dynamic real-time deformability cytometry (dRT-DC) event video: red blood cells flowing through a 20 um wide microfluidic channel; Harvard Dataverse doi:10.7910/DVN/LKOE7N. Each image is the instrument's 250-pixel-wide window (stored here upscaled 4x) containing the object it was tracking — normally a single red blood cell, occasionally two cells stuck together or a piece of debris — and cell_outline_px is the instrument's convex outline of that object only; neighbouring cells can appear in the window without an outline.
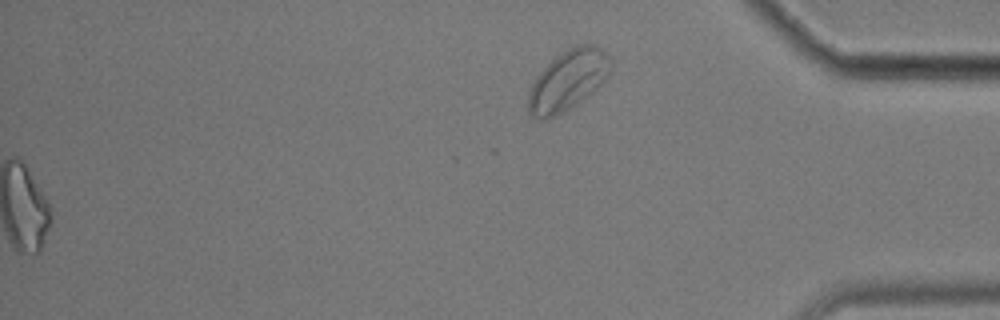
{"species": "common noctule bat (a hibernating species)", "species_latin": "Nyctalus noctula", "temperature_condition": "cold", "stored_images_in_passage": 51, "segment_of_instrument_passage": [2, 2], "camera_frame_rate_fps": 3000, "um_per_image_px": 0.085, "animal": {"sex": "male", "body_mass_g": 17.9}, "frame": {"image": 1, "passage_image": 51, "time_ms": 16.667, "image_size_px": [1000, 320], "cell_outline_px": [[612, 68], [608, 76], [588, 96], [572, 108], [556, 116], [544, 120], [540, 120], [532, 116], [528, 112], [528, 92], [536, 76], [556, 56], [568, 48], [576, 44], [592, 44], [600, 48], [612, 60]], "centroid_in_image_um": [48.27, 6.84], "position_along_channel_um": 386.9, "area_um2": 29.07}}